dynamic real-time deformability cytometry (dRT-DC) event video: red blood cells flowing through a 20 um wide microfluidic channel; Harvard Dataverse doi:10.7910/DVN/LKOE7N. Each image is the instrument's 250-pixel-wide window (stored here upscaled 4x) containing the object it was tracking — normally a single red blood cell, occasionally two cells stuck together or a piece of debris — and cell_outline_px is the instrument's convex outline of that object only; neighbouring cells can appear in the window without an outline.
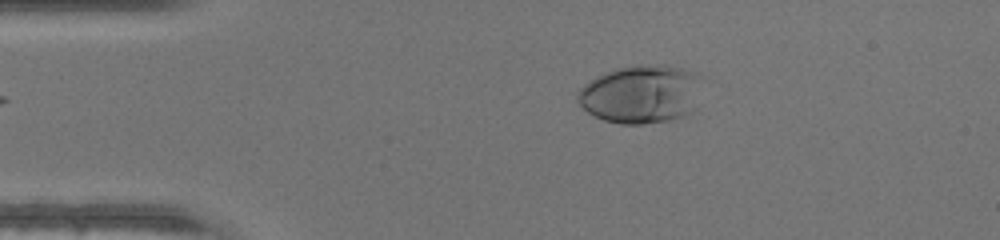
{"species": "human", "species_latin": "Homo sapiens", "temperature_condition": "warm", "stored_images_in_passage": 39, "camera_frame_rate_fps": 3000, "um_per_image_px": 0.085, "donor": {"sex": "male"}, "frame": {"image": 1, "passage_image": 1, "time_ms": 0.0, "image_size_px": [1000, 240], "cell_outline_px": [[700, 76], [692, 108], [684, 116], [668, 120], [644, 124], [620, 124], [604, 120], [588, 112], [576, 100], [576, 92], [588, 80], [612, 68], [632, 64], [664, 64], [684, 68], [700, 72]], "centroid_in_image_um": [54.41, 7.95], "position_along_channel_um": 30.6, "area_um2": 42.54}}
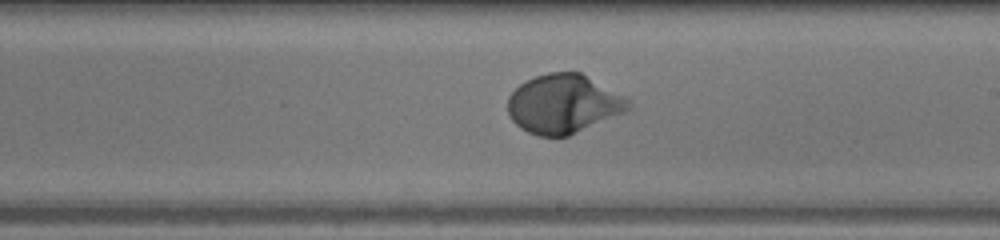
{"frame": {"image": 2, "passage_image": 19, "time_ms": 6.0, "image_size_px": [1000, 240], "cell_outline_px": [[632, 108], [624, 112], [568, 136], [540, 136], [528, 132], [520, 128], [512, 120], [508, 112], [508, 96], [524, 80], [548, 72], [580, 72], [624, 96], [628, 100]], "centroid_in_image_um": [47.87, 8.83], "position_along_channel_um": 241.1, "area_um2": 41.15}}
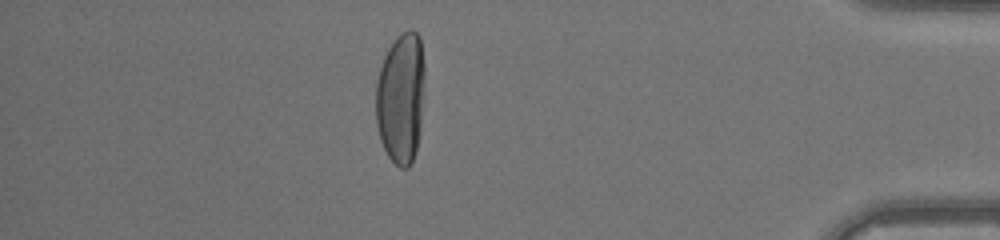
{"frame": {"image": 3, "passage_image": 33, "time_ms": 10.667, "image_size_px": [1000, 240], "cell_outline_px": [[424, 76], [420, 132], [412, 164], [408, 168], [400, 168], [388, 156], [380, 140], [376, 124], [376, 80], [384, 56], [388, 48], [396, 36], [400, 32], [416, 32], [420, 36], [424, 64]], "centroid_in_image_um": [34.06, 8.33], "position_along_channel_um": 401.1, "area_um2": 37.51}}